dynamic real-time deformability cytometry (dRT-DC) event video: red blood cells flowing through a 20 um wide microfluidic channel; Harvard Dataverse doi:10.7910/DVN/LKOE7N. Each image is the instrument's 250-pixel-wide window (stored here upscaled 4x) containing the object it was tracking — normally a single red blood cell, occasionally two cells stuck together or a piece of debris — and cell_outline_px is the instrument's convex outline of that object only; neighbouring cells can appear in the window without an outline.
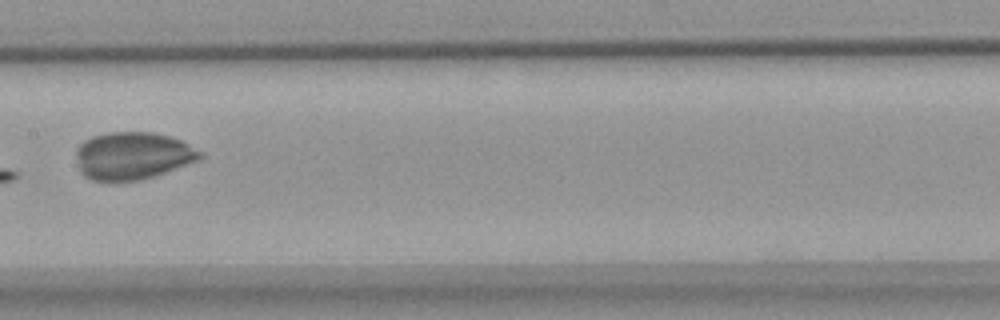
{"species": "common noctule bat (a hibernating species)", "species_latin": "Nyctalus noctula", "temperature_condition": "warm", "stored_images_in_passage": 9, "segment_of_instrument_passage": [1, 2], "camera_frame_rate_fps": 3000, "um_per_image_px": 0.085, "animal": {"sex": "female", "body_mass_g": 18.4}, "frame": {"image": 1, "passage_image": 8, "time_ms": 8.333, "image_size_px": [1000, 320], "cell_outline_px": [[204, 156], [200, 160], [152, 176], [136, 180], [92, 180], [84, 176], [80, 172], [76, 156], [76, 148], [84, 140], [92, 136], [108, 132], [152, 132], [168, 136], [180, 140], [204, 152]], "centroid_in_image_um": [11.27, 13.22], "position_along_channel_um": 196.1, "area_um2": 34.16}}